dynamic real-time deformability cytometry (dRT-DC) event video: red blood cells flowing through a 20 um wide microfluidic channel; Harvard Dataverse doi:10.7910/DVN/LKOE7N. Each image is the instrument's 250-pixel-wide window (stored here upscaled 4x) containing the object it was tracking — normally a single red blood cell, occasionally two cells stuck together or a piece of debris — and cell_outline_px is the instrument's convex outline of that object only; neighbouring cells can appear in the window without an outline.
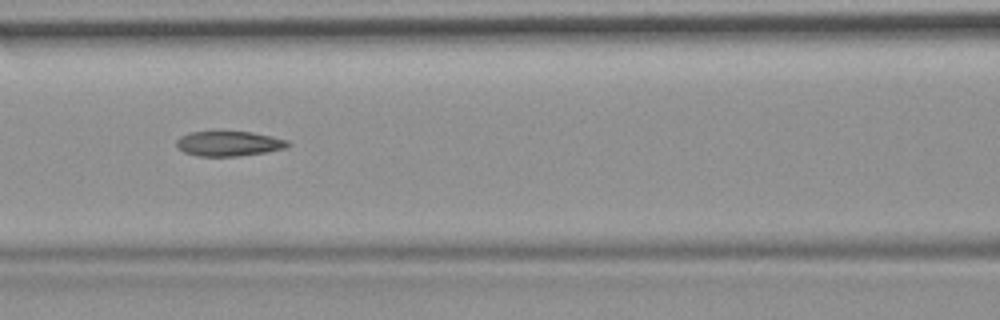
{"species": "common noctule bat (a hibernating species)", "species_latin": "Nyctalus noctula", "temperature_condition": "room temperature", "stored_images_in_passage": 15, "camera_frame_rate_fps": 3000, "um_per_image_px": 0.085, "animal": {"sex": "female", "body_mass_g": 19.9}, "frame": {"image": 1, "passage_image": 9, "time_ms": 2.667, "image_size_px": [1000, 320], "cell_outline_px": [[292, 144], [288, 148], [264, 152], [236, 156], [196, 156], [184, 152], [176, 144], [176, 140], [180, 136], [188, 132], [252, 132], [272, 136], [288, 140]], "centroid_in_image_um": [19.48, 12.2], "position_along_channel_um": 147.1, "area_um2": 16.18}}